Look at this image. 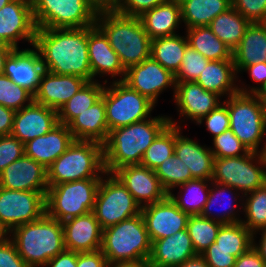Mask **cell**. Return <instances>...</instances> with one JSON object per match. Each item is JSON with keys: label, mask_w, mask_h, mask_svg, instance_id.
Returning a JSON list of instances; mask_svg holds the SVG:
<instances>
[{"label": "cell", "mask_w": 266, "mask_h": 267, "mask_svg": "<svg viewBox=\"0 0 266 267\" xmlns=\"http://www.w3.org/2000/svg\"><path fill=\"white\" fill-rule=\"evenodd\" d=\"M85 28H37L35 48L44 69L53 74L77 75L92 81L88 54V33Z\"/></svg>", "instance_id": "6da1fadb"}, {"label": "cell", "mask_w": 266, "mask_h": 267, "mask_svg": "<svg viewBox=\"0 0 266 267\" xmlns=\"http://www.w3.org/2000/svg\"><path fill=\"white\" fill-rule=\"evenodd\" d=\"M169 123V116H151L109 131L103 144L105 171L113 173L123 166L141 164L145 151Z\"/></svg>", "instance_id": "7a4b0ae2"}, {"label": "cell", "mask_w": 266, "mask_h": 267, "mask_svg": "<svg viewBox=\"0 0 266 267\" xmlns=\"http://www.w3.org/2000/svg\"><path fill=\"white\" fill-rule=\"evenodd\" d=\"M96 25L107 36L125 69L150 58L151 39L139 17L125 16L115 9H100Z\"/></svg>", "instance_id": "3957f363"}, {"label": "cell", "mask_w": 266, "mask_h": 267, "mask_svg": "<svg viewBox=\"0 0 266 267\" xmlns=\"http://www.w3.org/2000/svg\"><path fill=\"white\" fill-rule=\"evenodd\" d=\"M7 236L29 267H44L66 250L62 223L47 214L34 222L19 225Z\"/></svg>", "instance_id": "277c9868"}, {"label": "cell", "mask_w": 266, "mask_h": 267, "mask_svg": "<svg viewBox=\"0 0 266 267\" xmlns=\"http://www.w3.org/2000/svg\"><path fill=\"white\" fill-rule=\"evenodd\" d=\"M106 173L103 145L94 141L74 140L48 168V186L84 179L102 178Z\"/></svg>", "instance_id": "5b68a950"}, {"label": "cell", "mask_w": 266, "mask_h": 267, "mask_svg": "<svg viewBox=\"0 0 266 267\" xmlns=\"http://www.w3.org/2000/svg\"><path fill=\"white\" fill-rule=\"evenodd\" d=\"M151 244L140 213L103 229L100 250L108 263L134 262L149 259Z\"/></svg>", "instance_id": "8992f818"}, {"label": "cell", "mask_w": 266, "mask_h": 267, "mask_svg": "<svg viewBox=\"0 0 266 267\" xmlns=\"http://www.w3.org/2000/svg\"><path fill=\"white\" fill-rule=\"evenodd\" d=\"M223 101L227 105L230 129L235 136L249 151L265 154L266 142L263 148L259 149L262 139L266 136L265 103L255 94L239 92Z\"/></svg>", "instance_id": "52a82bcc"}, {"label": "cell", "mask_w": 266, "mask_h": 267, "mask_svg": "<svg viewBox=\"0 0 266 267\" xmlns=\"http://www.w3.org/2000/svg\"><path fill=\"white\" fill-rule=\"evenodd\" d=\"M100 181L92 178L49 186L46 214L62 223L93 211Z\"/></svg>", "instance_id": "ba28073f"}, {"label": "cell", "mask_w": 266, "mask_h": 267, "mask_svg": "<svg viewBox=\"0 0 266 267\" xmlns=\"http://www.w3.org/2000/svg\"><path fill=\"white\" fill-rule=\"evenodd\" d=\"M37 28H85L96 25L100 8L91 0H31Z\"/></svg>", "instance_id": "9c48e42d"}, {"label": "cell", "mask_w": 266, "mask_h": 267, "mask_svg": "<svg viewBox=\"0 0 266 267\" xmlns=\"http://www.w3.org/2000/svg\"><path fill=\"white\" fill-rule=\"evenodd\" d=\"M212 181L233 187L242 197L266 184V153L214 158Z\"/></svg>", "instance_id": "30bf717a"}, {"label": "cell", "mask_w": 266, "mask_h": 267, "mask_svg": "<svg viewBox=\"0 0 266 267\" xmlns=\"http://www.w3.org/2000/svg\"><path fill=\"white\" fill-rule=\"evenodd\" d=\"M105 82L102 98L106 108L108 130L128 126L150 118L156 106L146 96L130 88L123 81Z\"/></svg>", "instance_id": "8fae6325"}, {"label": "cell", "mask_w": 266, "mask_h": 267, "mask_svg": "<svg viewBox=\"0 0 266 267\" xmlns=\"http://www.w3.org/2000/svg\"><path fill=\"white\" fill-rule=\"evenodd\" d=\"M104 176L98 187L93 210L102 229L141 213L140 205L121 181L113 173L106 172Z\"/></svg>", "instance_id": "7c38bea8"}, {"label": "cell", "mask_w": 266, "mask_h": 267, "mask_svg": "<svg viewBox=\"0 0 266 267\" xmlns=\"http://www.w3.org/2000/svg\"><path fill=\"white\" fill-rule=\"evenodd\" d=\"M46 194L0 187V231L3 235L19 225L42 218L46 214Z\"/></svg>", "instance_id": "4fadbf2b"}, {"label": "cell", "mask_w": 266, "mask_h": 267, "mask_svg": "<svg viewBox=\"0 0 266 267\" xmlns=\"http://www.w3.org/2000/svg\"><path fill=\"white\" fill-rule=\"evenodd\" d=\"M36 24L31 0H12L0 9V41L14 49L23 40L34 46Z\"/></svg>", "instance_id": "5bb4252c"}, {"label": "cell", "mask_w": 266, "mask_h": 267, "mask_svg": "<svg viewBox=\"0 0 266 267\" xmlns=\"http://www.w3.org/2000/svg\"><path fill=\"white\" fill-rule=\"evenodd\" d=\"M123 82L141 95L146 96L155 105L159 95L167 88H172L173 94H175L174 74L151 57L140 64L127 68Z\"/></svg>", "instance_id": "9a60e30c"}, {"label": "cell", "mask_w": 266, "mask_h": 267, "mask_svg": "<svg viewBox=\"0 0 266 267\" xmlns=\"http://www.w3.org/2000/svg\"><path fill=\"white\" fill-rule=\"evenodd\" d=\"M113 174L127 188L141 208L162 201L168 196L155 171L146 166L127 165L115 170Z\"/></svg>", "instance_id": "2e32d148"}, {"label": "cell", "mask_w": 266, "mask_h": 267, "mask_svg": "<svg viewBox=\"0 0 266 267\" xmlns=\"http://www.w3.org/2000/svg\"><path fill=\"white\" fill-rule=\"evenodd\" d=\"M141 215L151 242L185 230L189 217L169 196L162 201L143 206Z\"/></svg>", "instance_id": "e0dca14e"}, {"label": "cell", "mask_w": 266, "mask_h": 267, "mask_svg": "<svg viewBox=\"0 0 266 267\" xmlns=\"http://www.w3.org/2000/svg\"><path fill=\"white\" fill-rule=\"evenodd\" d=\"M0 187L9 190L47 192V169L24 155L0 173Z\"/></svg>", "instance_id": "ac0fdd59"}, {"label": "cell", "mask_w": 266, "mask_h": 267, "mask_svg": "<svg viewBox=\"0 0 266 267\" xmlns=\"http://www.w3.org/2000/svg\"><path fill=\"white\" fill-rule=\"evenodd\" d=\"M173 98L179 115L195 124L223 103L220 95L205 90L195 81L177 82Z\"/></svg>", "instance_id": "d6986e66"}, {"label": "cell", "mask_w": 266, "mask_h": 267, "mask_svg": "<svg viewBox=\"0 0 266 267\" xmlns=\"http://www.w3.org/2000/svg\"><path fill=\"white\" fill-rule=\"evenodd\" d=\"M58 124V111L32 101L15 112L11 135L25 144L44 136Z\"/></svg>", "instance_id": "ffe728a7"}, {"label": "cell", "mask_w": 266, "mask_h": 267, "mask_svg": "<svg viewBox=\"0 0 266 267\" xmlns=\"http://www.w3.org/2000/svg\"><path fill=\"white\" fill-rule=\"evenodd\" d=\"M87 82L77 75H59L45 70L33 94V101L59 111Z\"/></svg>", "instance_id": "44dd1931"}, {"label": "cell", "mask_w": 266, "mask_h": 267, "mask_svg": "<svg viewBox=\"0 0 266 267\" xmlns=\"http://www.w3.org/2000/svg\"><path fill=\"white\" fill-rule=\"evenodd\" d=\"M66 250L92 252L101 249L102 232L93 211L62 222Z\"/></svg>", "instance_id": "7402d4cb"}, {"label": "cell", "mask_w": 266, "mask_h": 267, "mask_svg": "<svg viewBox=\"0 0 266 267\" xmlns=\"http://www.w3.org/2000/svg\"><path fill=\"white\" fill-rule=\"evenodd\" d=\"M88 54L92 72V81H98L95 77H104L106 74L114 79L116 76L123 81L126 69L122 66L117 53L112 49L104 32L95 25L88 33ZM95 78V79H94Z\"/></svg>", "instance_id": "603a6c76"}, {"label": "cell", "mask_w": 266, "mask_h": 267, "mask_svg": "<svg viewBox=\"0 0 266 267\" xmlns=\"http://www.w3.org/2000/svg\"><path fill=\"white\" fill-rule=\"evenodd\" d=\"M170 124L175 125V152L190 169L193 179L212 180L214 155L210 147L202 146L197 141L182 135L181 126L172 117Z\"/></svg>", "instance_id": "cb8c5ba5"}, {"label": "cell", "mask_w": 266, "mask_h": 267, "mask_svg": "<svg viewBox=\"0 0 266 267\" xmlns=\"http://www.w3.org/2000/svg\"><path fill=\"white\" fill-rule=\"evenodd\" d=\"M44 71V65L38 51L35 48H25L15 49L8 56L3 74L8 76L16 85L25 87L34 94Z\"/></svg>", "instance_id": "d4e9b609"}, {"label": "cell", "mask_w": 266, "mask_h": 267, "mask_svg": "<svg viewBox=\"0 0 266 267\" xmlns=\"http://www.w3.org/2000/svg\"><path fill=\"white\" fill-rule=\"evenodd\" d=\"M197 256L187 229L152 241L148 262L152 267H177Z\"/></svg>", "instance_id": "484cf974"}, {"label": "cell", "mask_w": 266, "mask_h": 267, "mask_svg": "<svg viewBox=\"0 0 266 267\" xmlns=\"http://www.w3.org/2000/svg\"><path fill=\"white\" fill-rule=\"evenodd\" d=\"M74 140L68 126L59 123L44 136H38L25 143V155L47 169Z\"/></svg>", "instance_id": "4316f807"}, {"label": "cell", "mask_w": 266, "mask_h": 267, "mask_svg": "<svg viewBox=\"0 0 266 267\" xmlns=\"http://www.w3.org/2000/svg\"><path fill=\"white\" fill-rule=\"evenodd\" d=\"M67 126L75 140L94 141L103 145L109 134L104 99L101 97Z\"/></svg>", "instance_id": "83f0119b"}, {"label": "cell", "mask_w": 266, "mask_h": 267, "mask_svg": "<svg viewBox=\"0 0 266 267\" xmlns=\"http://www.w3.org/2000/svg\"><path fill=\"white\" fill-rule=\"evenodd\" d=\"M139 18L151 40L176 35L182 22L180 1L166 0Z\"/></svg>", "instance_id": "f1b7e54d"}, {"label": "cell", "mask_w": 266, "mask_h": 267, "mask_svg": "<svg viewBox=\"0 0 266 267\" xmlns=\"http://www.w3.org/2000/svg\"><path fill=\"white\" fill-rule=\"evenodd\" d=\"M238 77L233 60H217L209 61L195 82L226 98L238 93Z\"/></svg>", "instance_id": "f546056e"}, {"label": "cell", "mask_w": 266, "mask_h": 267, "mask_svg": "<svg viewBox=\"0 0 266 267\" xmlns=\"http://www.w3.org/2000/svg\"><path fill=\"white\" fill-rule=\"evenodd\" d=\"M238 195L240 196V198H237L239 197ZM241 196L242 195H240V192L234 189L233 187L211 181V186H210L207 202L205 203L203 211L201 212L200 215L202 217L212 219L222 224L239 223L242 221V219L237 215L238 214L237 212L243 209L241 208V206H243V197ZM237 199L238 200L240 199L239 202L241 205L236 203ZM222 201L224 202L228 201L226 203L227 206L226 204L223 205L224 202L222 203ZM217 204L221 206L223 205L224 209L223 210L221 209L222 211L220 213L219 212L216 213L212 210V208L215 207L214 205H217ZM236 209H239V210H236ZM215 210L217 209L215 208Z\"/></svg>", "instance_id": "4dcf8cb0"}, {"label": "cell", "mask_w": 266, "mask_h": 267, "mask_svg": "<svg viewBox=\"0 0 266 267\" xmlns=\"http://www.w3.org/2000/svg\"><path fill=\"white\" fill-rule=\"evenodd\" d=\"M235 70H241L257 62H266V26L262 22L251 23L239 45L232 51Z\"/></svg>", "instance_id": "1f68e13d"}, {"label": "cell", "mask_w": 266, "mask_h": 267, "mask_svg": "<svg viewBox=\"0 0 266 267\" xmlns=\"http://www.w3.org/2000/svg\"><path fill=\"white\" fill-rule=\"evenodd\" d=\"M185 29L208 26L219 14L232 7L231 0H181Z\"/></svg>", "instance_id": "d6a6232c"}, {"label": "cell", "mask_w": 266, "mask_h": 267, "mask_svg": "<svg viewBox=\"0 0 266 267\" xmlns=\"http://www.w3.org/2000/svg\"><path fill=\"white\" fill-rule=\"evenodd\" d=\"M188 45L186 34L156 38L151 40L150 57L175 75Z\"/></svg>", "instance_id": "836d02e7"}, {"label": "cell", "mask_w": 266, "mask_h": 267, "mask_svg": "<svg viewBox=\"0 0 266 267\" xmlns=\"http://www.w3.org/2000/svg\"><path fill=\"white\" fill-rule=\"evenodd\" d=\"M251 22L233 7L217 15L208 25L212 32L232 51L239 45Z\"/></svg>", "instance_id": "e575fe53"}, {"label": "cell", "mask_w": 266, "mask_h": 267, "mask_svg": "<svg viewBox=\"0 0 266 267\" xmlns=\"http://www.w3.org/2000/svg\"><path fill=\"white\" fill-rule=\"evenodd\" d=\"M185 31L189 46L209 61L233 60L232 50L212 32L209 26L189 28Z\"/></svg>", "instance_id": "d590c367"}, {"label": "cell", "mask_w": 266, "mask_h": 267, "mask_svg": "<svg viewBox=\"0 0 266 267\" xmlns=\"http://www.w3.org/2000/svg\"><path fill=\"white\" fill-rule=\"evenodd\" d=\"M211 181L203 179L189 180L178 186L180 187V192L177 193L178 196L173 192H170L168 196L180 210L189 216L200 215L207 202Z\"/></svg>", "instance_id": "8d00e7d4"}, {"label": "cell", "mask_w": 266, "mask_h": 267, "mask_svg": "<svg viewBox=\"0 0 266 267\" xmlns=\"http://www.w3.org/2000/svg\"><path fill=\"white\" fill-rule=\"evenodd\" d=\"M88 81L79 91L70 98L58 111V122L68 125L76 116L83 113L86 109L94 105L104 91L105 82Z\"/></svg>", "instance_id": "74e56055"}, {"label": "cell", "mask_w": 266, "mask_h": 267, "mask_svg": "<svg viewBox=\"0 0 266 267\" xmlns=\"http://www.w3.org/2000/svg\"><path fill=\"white\" fill-rule=\"evenodd\" d=\"M253 246V233L241 222L223 224L218 231L213 249H224L238 258Z\"/></svg>", "instance_id": "f35d334b"}, {"label": "cell", "mask_w": 266, "mask_h": 267, "mask_svg": "<svg viewBox=\"0 0 266 267\" xmlns=\"http://www.w3.org/2000/svg\"><path fill=\"white\" fill-rule=\"evenodd\" d=\"M242 208L246 220L242 218L241 223L253 236L266 229V184L244 195Z\"/></svg>", "instance_id": "ab89813d"}, {"label": "cell", "mask_w": 266, "mask_h": 267, "mask_svg": "<svg viewBox=\"0 0 266 267\" xmlns=\"http://www.w3.org/2000/svg\"><path fill=\"white\" fill-rule=\"evenodd\" d=\"M223 224L201 215H190L187 220V231L197 255H201L217 237Z\"/></svg>", "instance_id": "60d3db41"}, {"label": "cell", "mask_w": 266, "mask_h": 267, "mask_svg": "<svg viewBox=\"0 0 266 267\" xmlns=\"http://www.w3.org/2000/svg\"><path fill=\"white\" fill-rule=\"evenodd\" d=\"M175 152V125L168 124L145 151L141 165L155 170L163 161L171 158Z\"/></svg>", "instance_id": "b9f144b4"}, {"label": "cell", "mask_w": 266, "mask_h": 267, "mask_svg": "<svg viewBox=\"0 0 266 267\" xmlns=\"http://www.w3.org/2000/svg\"><path fill=\"white\" fill-rule=\"evenodd\" d=\"M154 171L168 194L193 179L188 166L175 154L163 161Z\"/></svg>", "instance_id": "7bdbcfd3"}, {"label": "cell", "mask_w": 266, "mask_h": 267, "mask_svg": "<svg viewBox=\"0 0 266 267\" xmlns=\"http://www.w3.org/2000/svg\"><path fill=\"white\" fill-rule=\"evenodd\" d=\"M32 101L33 94L29 90L16 85L8 76L0 75V105L16 112Z\"/></svg>", "instance_id": "ee69618b"}, {"label": "cell", "mask_w": 266, "mask_h": 267, "mask_svg": "<svg viewBox=\"0 0 266 267\" xmlns=\"http://www.w3.org/2000/svg\"><path fill=\"white\" fill-rule=\"evenodd\" d=\"M208 62V59L188 45L180 68L174 75L175 83L196 81Z\"/></svg>", "instance_id": "f6af8a7d"}, {"label": "cell", "mask_w": 266, "mask_h": 267, "mask_svg": "<svg viewBox=\"0 0 266 267\" xmlns=\"http://www.w3.org/2000/svg\"><path fill=\"white\" fill-rule=\"evenodd\" d=\"M213 145L210 150L215 158L239 157L250 152L231 129L215 136Z\"/></svg>", "instance_id": "bcb514c9"}, {"label": "cell", "mask_w": 266, "mask_h": 267, "mask_svg": "<svg viewBox=\"0 0 266 267\" xmlns=\"http://www.w3.org/2000/svg\"><path fill=\"white\" fill-rule=\"evenodd\" d=\"M204 121L206 129L212 134L213 138L230 129L229 112L226 103L223 101L216 109L202 117L196 125H201Z\"/></svg>", "instance_id": "7dc6e473"}, {"label": "cell", "mask_w": 266, "mask_h": 267, "mask_svg": "<svg viewBox=\"0 0 266 267\" xmlns=\"http://www.w3.org/2000/svg\"><path fill=\"white\" fill-rule=\"evenodd\" d=\"M25 155V144L12 135L0 136V173Z\"/></svg>", "instance_id": "c3c4849f"}, {"label": "cell", "mask_w": 266, "mask_h": 267, "mask_svg": "<svg viewBox=\"0 0 266 267\" xmlns=\"http://www.w3.org/2000/svg\"><path fill=\"white\" fill-rule=\"evenodd\" d=\"M232 7L251 23L263 22L266 18V0H231Z\"/></svg>", "instance_id": "681fc988"}, {"label": "cell", "mask_w": 266, "mask_h": 267, "mask_svg": "<svg viewBox=\"0 0 266 267\" xmlns=\"http://www.w3.org/2000/svg\"><path fill=\"white\" fill-rule=\"evenodd\" d=\"M0 267H29L20 257L15 244L7 235L0 238Z\"/></svg>", "instance_id": "f907efd6"}, {"label": "cell", "mask_w": 266, "mask_h": 267, "mask_svg": "<svg viewBox=\"0 0 266 267\" xmlns=\"http://www.w3.org/2000/svg\"><path fill=\"white\" fill-rule=\"evenodd\" d=\"M166 0H124L115 10L125 16L140 17Z\"/></svg>", "instance_id": "816d5d0a"}, {"label": "cell", "mask_w": 266, "mask_h": 267, "mask_svg": "<svg viewBox=\"0 0 266 267\" xmlns=\"http://www.w3.org/2000/svg\"><path fill=\"white\" fill-rule=\"evenodd\" d=\"M209 267H233L236 257L224 249H213V243L201 254Z\"/></svg>", "instance_id": "f5cc1de1"}, {"label": "cell", "mask_w": 266, "mask_h": 267, "mask_svg": "<svg viewBox=\"0 0 266 267\" xmlns=\"http://www.w3.org/2000/svg\"><path fill=\"white\" fill-rule=\"evenodd\" d=\"M248 72L252 81L259 83L260 85L257 86H245V84H241L242 86H238V92L243 94H254L259 88L262 87V85L266 81V62H257L251 65L245 66L241 72ZM252 87V88H251Z\"/></svg>", "instance_id": "db71d44e"}, {"label": "cell", "mask_w": 266, "mask_h": 267, "mask_svg": "<svg viewBox=\"0 0 266 267\" xmlns=\"http://www.w3.org/2000/svg\"><path fill=\"white\" fill-rule=\"evenodd\" d=\"M108 262L101 250L77 252V267H107Z\"/></svg>", "instance_id": "11a10c76"}, {"label": "cell", "mask_w": 266, "mask_h": 267, "mask_svg": "<svg viewBox=\"0 0 266 267\" xmlns=\"http://www.w3.org/2000/svg\"><path fill=\"white\" fill-rule=\"evenodd\" d=\"M233 267H266V262L252 246L248 251L236 258Z\"/></svg>", "instance_id": "9f6ffc18"}, {"label": "cell", "mask_w": 266, "mask_h": 267, "mask_svg": "<svg viewBox=\"0 0 266 267\" xmlns=\"http://www.w3.org/2000/svg\"><path fill=\"white\" fill-rule=\"evenodd\" d=\"M46 267H77V252L65 250L49 260Z\"/></svg>", "instance_id": "6f0895ef"}, {"label": "cell", "mask_w": 266, "mask_h": 267, "mask_svg": "<svg viewBox=\"0 0 266 267\" xmlns=\"http://www.w3.org/2000/svg\"><path fill=\"white\" fill-rule=\"evenodd\" d=\"M15 111L0 105V136L11 135Z\"/></svg>", "instance_id": "680465c9"}, {"label": "cell", "mask_w": 266, "mask_h": 267, "mask_svg": "<svg viewBox=\"0 0 266 267\" xmlns=\"http://www.w3.org/2000/svg\"><path fill=\"white\" fill-rule=\"evenodd\" d=\"M261 234L259 243L256 244L255 237L253 236V247L258 252L260 257L266 262V229L258 231Z\"/></svg>", "instance_id": "91938a15"}, {"label": "cell", "mask_w": 266, "mask_h": 267, "mask_svg": "<svg viewBox=\"0 0 266 267\" xmlns=\"http://www.w3.org/2000/svg\"><path fill=\"white\" fill-rule=\"evenodd\" d=\"M177 267H209L207 262L201 255H197L191 259L186 260Z\"/></svg>", "instance_id": "94428289"}, {"label": "cell", "mask_w": 266, "mask_h": 267, "mask_svg": "<svg viewBox=\"0 0 266 267\" xmlns=\"http://www.w3.org/2000/svg\"><path fill=\"white\" fill-rule=\"evenodd\" d=\"M107 267H152L148 260L108 263Z\"/></svg>", "instance_id": "6125c7cd"}, {"label": "cell", "mask_w": 266, "mask_h": 267, "mask_svg": "<svg viewBox=\"0 0 266 267\" xmlns=\"http://www.w3.org/2000/svg\"><path fill=\"white\" fill-rule=\"evenodd\" d=\"M14 50L11 46H0V75H3L5 61Z\"/></svg>", "instance_id": "be15d7a7"}, {"label": "cell", "mask_w": 266, "mask_h": 267, "mask_svg": "<svg viewBox=\"0 0 266 267\" xmlns=\"http://www.w3.org/2000/svg\"><path fill=\"white\" fill-rule=\"evenodd\" d=\"M258 98H260L266 105V81L262 85L261 88H259L255 93H254Z\"/></svg>", "instance_id": "e7e4bbea"}, {"label": "cell", "mask_w": 266, "mask_h": 267, "mask_svg": "<svg viewBox=\"0 0 266 267\" xmlns=\"http://www.w3.org/2000/svg\"><path fill=\"white\" fill-rule=\"evenodd\" d=\"M100 9H110V0H91Z\"/></svg>", "instance_id": "03108f58"}, {"label": "cell", "mask_w": 266, "mask_h": 267, "mask_svg": "<svg viewBox=\"0 0 266 267\" xmlns=\"http://www.w3.org/2000/svg\"><path fill=\"white\" fill-rule=\"evenodd\" d=\"M124 0H110V9H116Z\"/></svg>", "instance_id": "003e7915"}, {"label": "cell", "mask_w": 266, "mask_h": 267, "mask_svg": "<svg viewBox=\"0 0 266 267\" xmlns=\"http://www.w3.org/2000/svg\"><path fill=\"white\" fill-rule=\"evenodd\" d=\"M10 1H12V0H0V9H1L4 5L8 4Z\"/></svg>", "instance_id": "a7ac6f4b"}, {"label": "cell", "mask_w": 266, "mask_h": 267, "mask_svg": "<svg viewBox=\"0 0 266 267\" xmlns=\"http://www.w3.org/2000/svg\"><path fill=\"white\" fill-rule=\"evenodd\" d=\"M0 46H9V45L3 44V43L0 41Z\"/></svg>", "instance_id": "89a4df30"}, {"label": "cell", "mask_w": 266, "mask_h": 267, "mask_svg": "<svg viewBox=\"0 0 266 267\" xmlns=\"http://www.w3.org/2000/svg\"><path fill=\"white\" fill-rule=\"evenodd\" d=\"M262 23L266 26V18H265V20Z\"/></svg>", "instance_id": "2644e50d"}]
</instances>
